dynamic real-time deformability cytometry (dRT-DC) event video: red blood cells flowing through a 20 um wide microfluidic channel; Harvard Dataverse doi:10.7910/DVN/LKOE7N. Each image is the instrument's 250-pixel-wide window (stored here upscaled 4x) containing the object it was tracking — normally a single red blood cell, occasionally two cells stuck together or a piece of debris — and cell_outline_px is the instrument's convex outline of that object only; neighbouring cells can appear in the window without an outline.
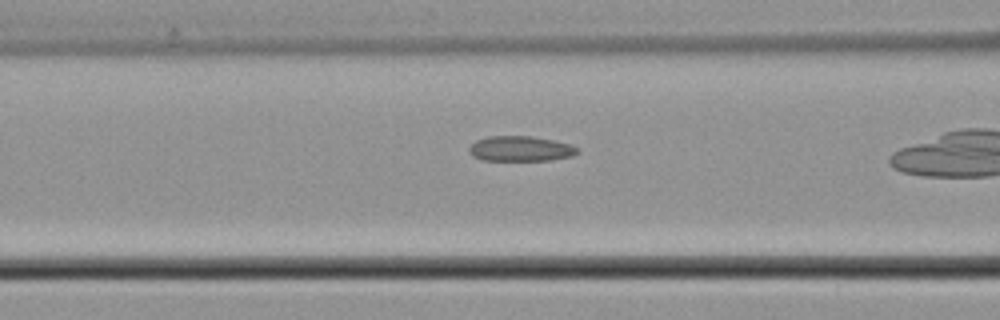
{"species": "common noctule bat (a hibernating species)", "species_latin": "Nyctalus noctula", "temperature_condition": "cold", "stored_images_in_passage": 14, "camera_frame_rate_fps": 3000, "um_per_image_px": 0.085, "animal": {"sex": "male", "body_mass_g": 21.5, "forearm_length_mm": 52.0}, "frame": {"image": 1, "passage_image": 7, "time_ms": 2.0, "image_size_px": [1000, 320], "cell_outline_px": [[580, 152], [572, 156], [548, 160], [480, 160], [472, 156], [468, 152], [468, 148], [476, 140], [488, 136], [532, 136], [572, 144], [580, 148]], "centroid_in_image_um": [44.25, 12.64], "position_along_channel_um": 122.4, "area_um2": 16.07}}
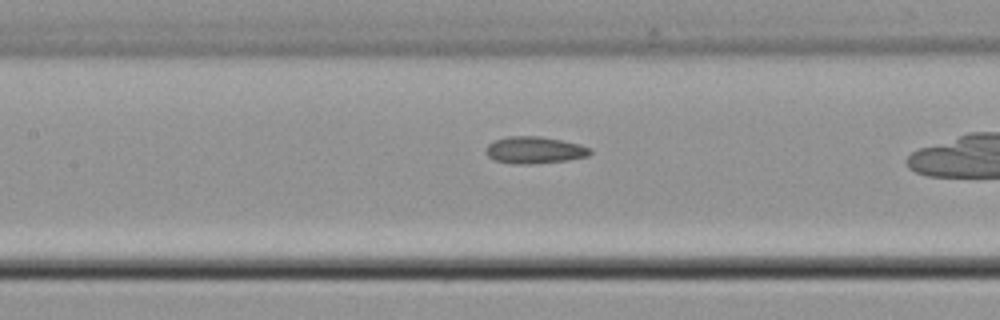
{"frame": {"image": 2, "passage_image": 10, "time_ms": 3.0, "image_size_px": [1000, 320], "cell_outline_px": [[592, 152], [588, 156], [568, 160], [532, 164], [512, 164], [496, 160], [488, 156], [484, 152], [484, 148], [488, 144], [496, 140], [508, 136], [540, 136], [580, 144], [592, 148]], "centroid_in_image_um": [45.43, 12.76], "position_along_channel_um": 162.0, "area_um2": 16.47}}